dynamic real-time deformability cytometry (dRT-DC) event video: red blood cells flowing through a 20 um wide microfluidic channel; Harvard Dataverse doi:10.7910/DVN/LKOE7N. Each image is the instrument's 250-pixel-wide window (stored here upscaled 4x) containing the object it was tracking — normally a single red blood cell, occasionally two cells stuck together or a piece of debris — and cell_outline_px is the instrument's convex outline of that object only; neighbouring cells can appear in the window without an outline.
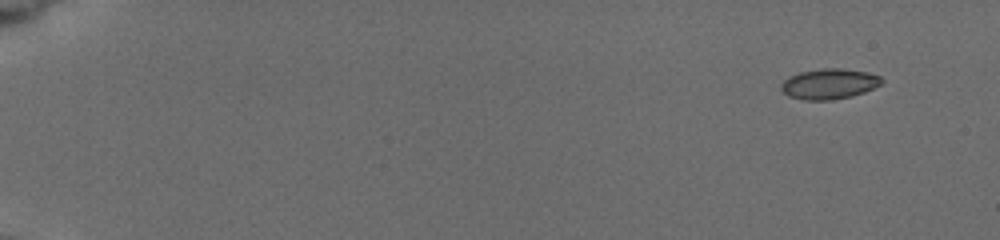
{"species": "common noctule bat (a hibernating species)", "species_latin": "Nyctalus noctula", "temperature_condition": "cold", "stored_images_in_passage": 8, "camera_frame_rate_fps": 3000, "um_per_image_px": 0.085, "animal": {"sex": "female", "body_mass_g": 19.5, "forearm_length_mm": 54.1}, "frame": {"image": 1, "passage_image": 1, "time_ms": 0.0, "image_size_px": [1000, 240], "cell_outline_px": [[884, 80], [880, 84], [864, 92], [852, 96], [832, 100], [804, 100], [788, 96], [780, 88], [780, 84], [788, 76], [800, 72], [824, 68], [844, 68], [868, 72], [880, 76]], "centroid_in_image_um": [70.47, 7.12], "position_along_channel_um": 14.5, "area_um2": 17.92}}
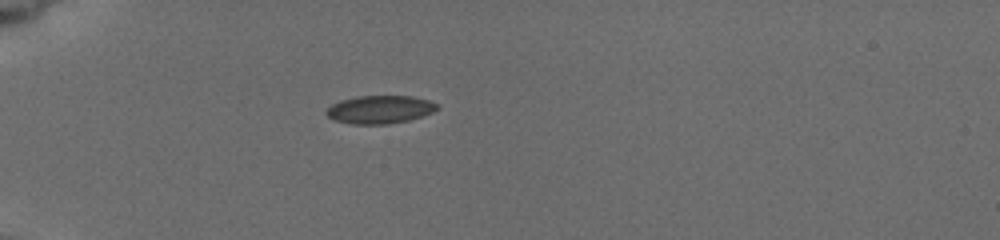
{"frame": {"image": 2, "passage_image": 6, "time_ms": 4.667, "image_size_px": [1000, 240], "cell_outline_px": [[440, 108], [432, 112], [408, 120], [388, 124], [352, 124], [336, 120], [328, 116], [324, 112], [332, 104], [340, 100], [356, 96], [412, 96], [428, 100], [436, 104]], "centroid_in_image_um": [32.27, 9.3], "position_along_channel_um": 52.7, "area_um2": 17.98}}
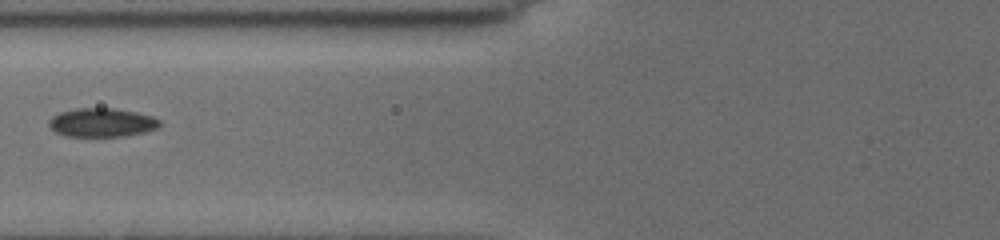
{"frame": {"image": 3, "passage_image": 8, "time_ms": 7.0, "image_size_px": [1000, 240], "cell_outline_px": [[160, 124], [156, 128], [144, 132], [124, 136], [64, 136], [56, 132], [48, 124], [48, 120], [52, 116], [60, 112], [76, 108], [112, 108], [136, 112], [152, 116], [160, 120]], "centroid_in_image_um": [8.63, 10.41], "position_along_channel_um": 117.2, "area_um2": 18.5}}